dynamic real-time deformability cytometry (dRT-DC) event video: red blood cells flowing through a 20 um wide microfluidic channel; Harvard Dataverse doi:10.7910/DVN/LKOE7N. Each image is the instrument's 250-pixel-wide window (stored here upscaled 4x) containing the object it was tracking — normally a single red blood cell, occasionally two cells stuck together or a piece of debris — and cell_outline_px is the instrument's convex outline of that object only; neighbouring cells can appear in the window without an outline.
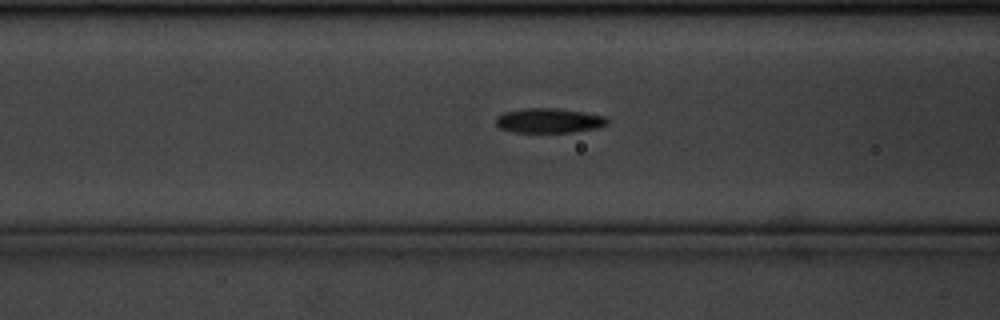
{"species": "common noctule bat (a hibernating species)", "species_latin": "Nyctalus noctula", "temperature_condition": "cold", "stored_images_in_passage": 40, "camera_frame_rate_fps": 3000, "um_per_image_px": 0.085, "animal": {"sex": "male", "body_mass_g": 20.1, "forearm_length_mm": 53.5}, "frame": {"image": 1, "passage_image": 5, "time_ms": 1.333, "image_size_px": [1000, 320], "cell_outline_px": [[608, 124], [600, 128], [572, 132], [512, 132], [500, 128], [496, 124], [496, 116], [504, 112], [524, 108], [556, 108], [584, 112], [608, 116]], "centroid_in_image_um": [46.7, 10.25], "position_along_channel_um": 119.9, "area_um2": 16.24}}
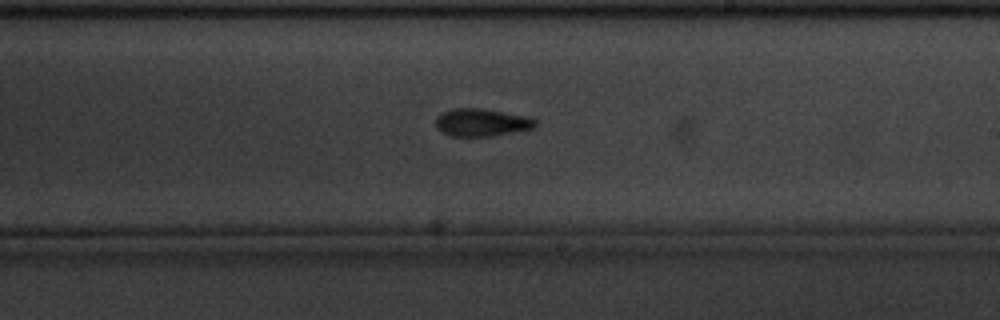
{"frame": {"image": 2, "passage_image": 16, "time_ms": 5.0, "image_size_px": [1000, 320], "cell_outline_px": [[536, 128], [492, 136], [448, 136], [440, 132], [436, 128], [436, 116], [452, 108], [480, 108], [532, 116], [536, 120]], "centroid_in_image_um": [40.96, 10.41], "position_along_channel_um": 248.0, "area_um2": 16.42}}
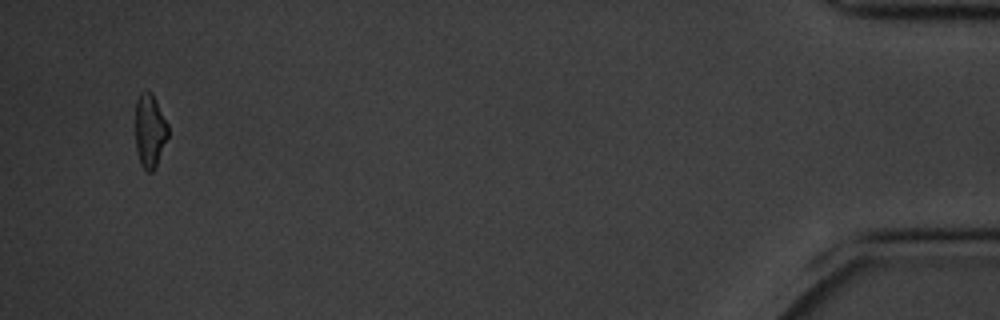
{"frame": {"image": 3, "passage_image": 38, "time_ms": 12.333, "image_size_px": [1000, 320], "cell_outline_px": [[168, 136], [156, 168], [152, 172], [148, 172], [140, 164], [136, 148], [136, 100], [140, 92], [144, 88], [148, 88], [152, 92], [168, 124]], "centroid_in_image_um": [12.74, 11.07], "position_along_channel_um": 422.5, "area_um2": 14.28}}